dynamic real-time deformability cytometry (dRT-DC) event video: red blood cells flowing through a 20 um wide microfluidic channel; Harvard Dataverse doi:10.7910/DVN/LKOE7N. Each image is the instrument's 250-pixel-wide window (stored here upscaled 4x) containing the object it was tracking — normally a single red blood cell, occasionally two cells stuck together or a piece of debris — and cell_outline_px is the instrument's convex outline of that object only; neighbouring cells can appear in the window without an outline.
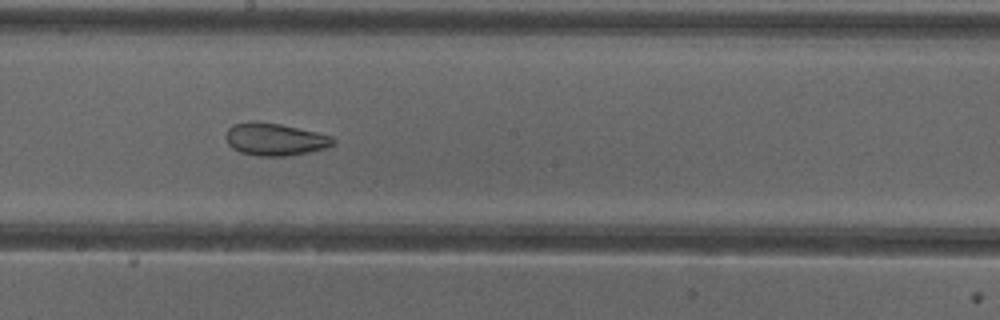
{"species": "common noctule bat (a hibernating species)", "species_latin": "Nyctalus noctula", "temperature_condition": "cold", "stored_images_in_passage": 40, "camera_frame_rate_fps": 3000, "um_per_image_px": 0.085, "animal": {"sex": "female"}, "frame": {"image": 1, "passage_image": 17, "time_ms": 5.333, "image_size_px": [1000, 320], "cell_outline_px": [[336, 144], [324, 148], [308, 152], [288, 156], [260, 156], [240, 152], [232, 148], [228, 144], [224, 136], [228, 128], [232, 124], [248, 120], [256, 120], [280, 124], [316, 132], [332, 136], [336, 140]], "centroid_in_image_um": [23.33, 11.82], "position_along_channel_um": 224.9, "area_um2": 20.58}, "authors_computed_cell_mechanics": {"area_um2": 23.0044, "velocity_mm_per_s": 3.9941, "shape_relaxation_time_tau1_ms": null, "shape_relaxation_time_tau2_ms": 1.7323, "deformation_change_tau1": null, "deformation_change_tau2": 0.0823}}